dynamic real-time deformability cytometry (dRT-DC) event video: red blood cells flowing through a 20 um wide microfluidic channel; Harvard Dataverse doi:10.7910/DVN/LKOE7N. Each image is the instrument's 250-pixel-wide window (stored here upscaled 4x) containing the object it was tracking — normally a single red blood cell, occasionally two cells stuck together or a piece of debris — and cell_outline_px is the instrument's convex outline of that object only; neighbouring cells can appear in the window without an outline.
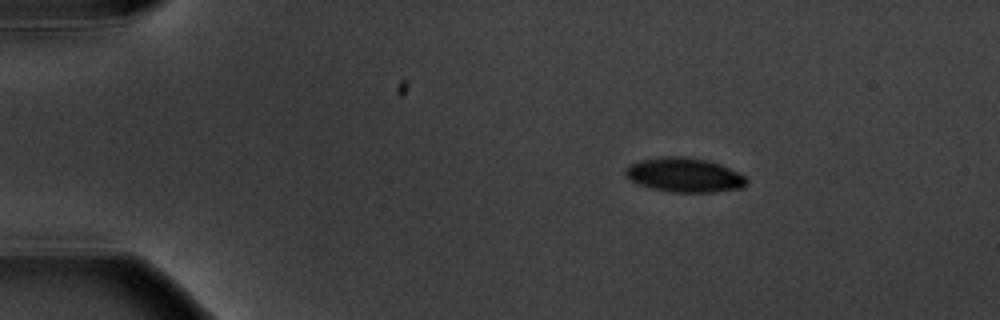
{"species": "common noctule bat (a hibernating species)", "species_latin": "Nyctalus noctula", "temperature_condition": "warm", "stored_images_in_passage": 5, "camera_frame_rate_fps": 3000, "um_per_image_px": 0.085, "animal": {"sex": "male", "body_mass_g": 20.1, "forearm_length_mm": 53.5}, "frame": {"image": 1, "passage_image": 2, "time_ms": 1.333, "image_size_px": [1000, 320], "cell_outline_px": [[748, 184], [740, 188], [712, 192], [672, 192], [652, 188], [628, 180], [624, 176], [624, 168], [628, 164], [640, 160], [668, 156], [684, 156], [708, 160], [720, 164], [744, 176], [748, 180]], "centroid_in_image_um": [58.12, 14.87], "position_along_channel_um": 26.9, "area_um2": 24.28}}
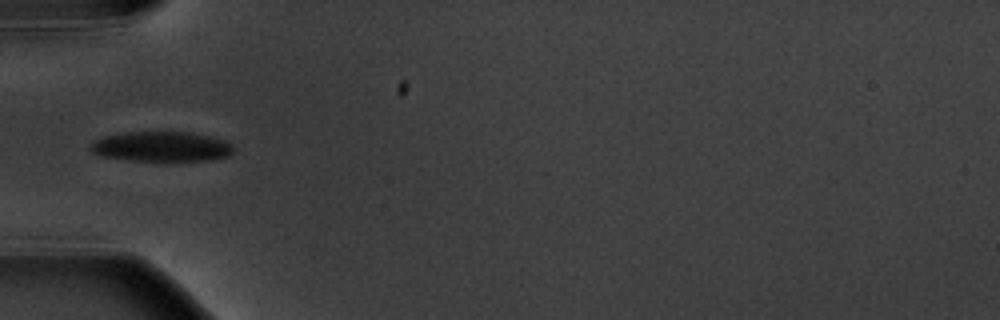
{"frame": {"image": 2, "passage_image": 5, "time_ms": 4.667, "image_size_px": [1000, 320], "cell_outline_px": [[232, 152], [228, 156], [212, 160], [128, 160], [100, 156], [92, 152], [88, 148], [88, 144], [92, 140], [104, 136], [128, 132], [192, 132], [224, 140], [232, 144]], "centroid_in_image_um": [13.66, 12.45], "position_along_channel_um": 71.3, "area_um2": 25.03}}